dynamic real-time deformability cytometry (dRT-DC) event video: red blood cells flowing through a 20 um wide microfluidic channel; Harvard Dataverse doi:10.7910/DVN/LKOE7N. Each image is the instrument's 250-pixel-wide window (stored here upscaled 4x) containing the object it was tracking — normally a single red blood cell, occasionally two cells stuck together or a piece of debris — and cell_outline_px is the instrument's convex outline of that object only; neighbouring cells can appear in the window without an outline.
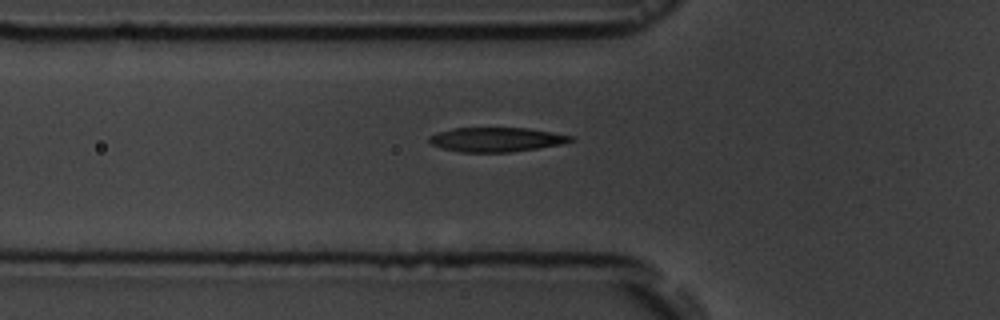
{"species": "common noctule bat (a hibernating species)", "species_latin": "Nyctalus noctula", "temperature_condition": "room temperature", "stored_images_in_passage": 5, "camera_frame_rate_fps": 3000, "um_per_image_px": 0.085, "animal": {"sex": "male", "body_mass_g": 19.5, "forearm_length_mm": 54.6}, "frame": {"image": 1, "passage_image": 5, "time_ms": 5.667, "image_size_px": [1000, 320], "cell_outline_px": [[576, 140], [564, 144], [508, 152], [460, 152], [444, 148], [432, 144], [428, 140], [428, 136], [440, 132], [456, 128], [528, 128], [552, 132], [572, 136]], "centroid_in_image_um": [42.23, 11.86], "position_along_channel_um": 83.6, "area_um2": 19.88}}